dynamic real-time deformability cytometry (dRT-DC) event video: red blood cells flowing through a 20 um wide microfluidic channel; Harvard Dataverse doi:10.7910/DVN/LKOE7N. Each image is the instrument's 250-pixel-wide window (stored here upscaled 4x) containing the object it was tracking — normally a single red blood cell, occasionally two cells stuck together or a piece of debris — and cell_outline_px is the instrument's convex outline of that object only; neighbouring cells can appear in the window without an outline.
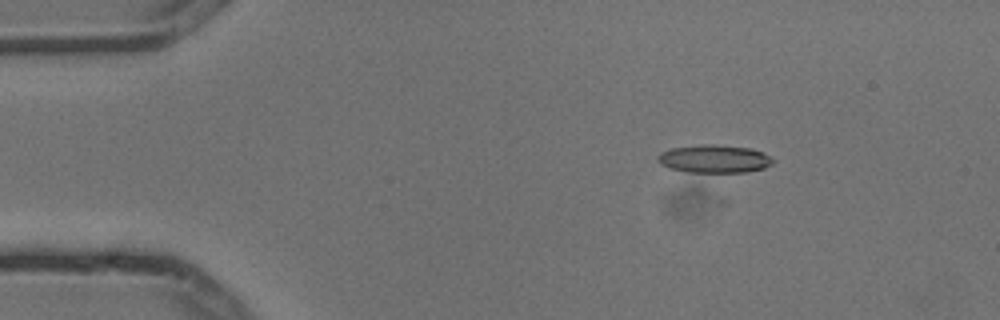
{"species": "common noctule bat (a hibernating species)", "species_latin": "Nyctalus noctula", "temperature_condition": "cold", "stored_images_in_passage": 5, "camera_frame_rate_fps": 3000, "um_per_image_px": 0.085, "animal": {"sex": "male", "body_mass_g": 13.3}, "frame": {"image": 1, "passage_image": 3, "time_ms": 0.667, "image_size_px": [1000, 320], "cell_outline_px": [[776, 160], [772, 164], [764, 168], [744, 172], [688, 172], [668, 168], [660, 164], [656, 160], [656, 156], [660, 152], [672, 148], [704, 144], [712, 144], [752, 148], [772, 156]], "centroid_in_image_um": [60.71, 13.5], "position_along_channel_um": 24.3, "area_um2": 19.02}}